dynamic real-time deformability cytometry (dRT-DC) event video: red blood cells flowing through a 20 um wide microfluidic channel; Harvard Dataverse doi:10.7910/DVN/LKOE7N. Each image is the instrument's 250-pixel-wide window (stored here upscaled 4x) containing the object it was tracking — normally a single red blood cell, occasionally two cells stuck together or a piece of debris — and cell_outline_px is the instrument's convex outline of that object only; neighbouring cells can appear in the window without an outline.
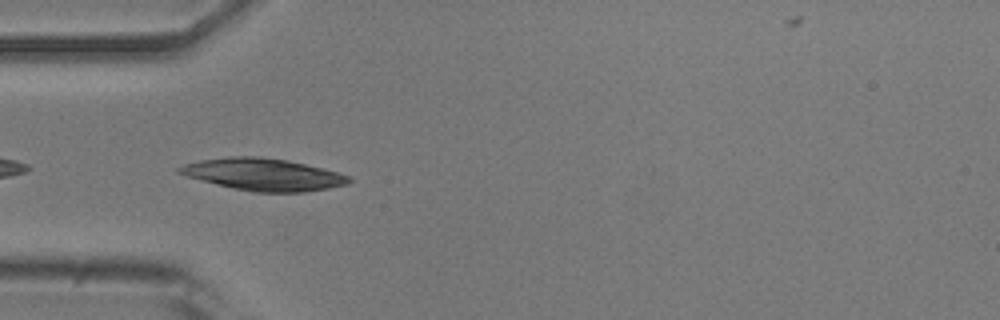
{"species": "common noctule bat (a hibernating species)", "species_latin": "Nyctalus noctula", "temperature_condition": "room temperature", "stored_images_in_passage": 50, "camera_frame_rate_fps": 3000, "um_per_image_px": 0.085, "animal": {"sex": "male", "body_mass_g": 20.5, "forearm_length_mm": 52.5}, "frame": {"image": 1, "passage_image": 15, "time_ms": 4.667, "image_size_px": [1000, 320], "cell_outline_px": [[352, 180], [348, 184], [328, 188], [304, 192], [252, 192], [232, 188], [200, 180], [176, 172], [176, 168], [184, 164], [200, 160], [232, 156], [260, 156], [288, 160], [324, 168], [348, 176]], "centroid_in_image_um": [22.37, 14.82], "position_along_channel_um": 62.6, "area_um2": 31.73}}
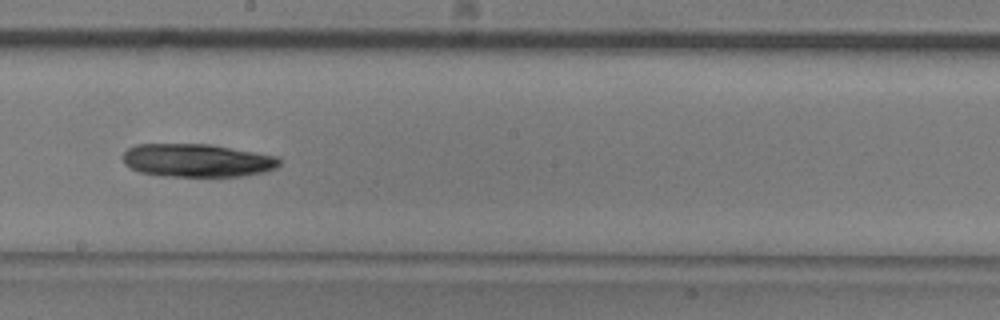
{"frame": {"image": 2, "passage_image": 28, "time_ms": 9.0, "image_size_px": [1000, 320], "cell_outline_px": [[280, 164], [276, 168], [264, 172], [240, 176], [164, 176], [140, 172], [128, 168], [124, 164], [124, 152], [128, 148], [136, 144], [208, 144], [280, 156]], "centroid_in_image_um": [16.76, 13.63], "position_along_channel_um": 231.4, "area_um2": 30.35}}
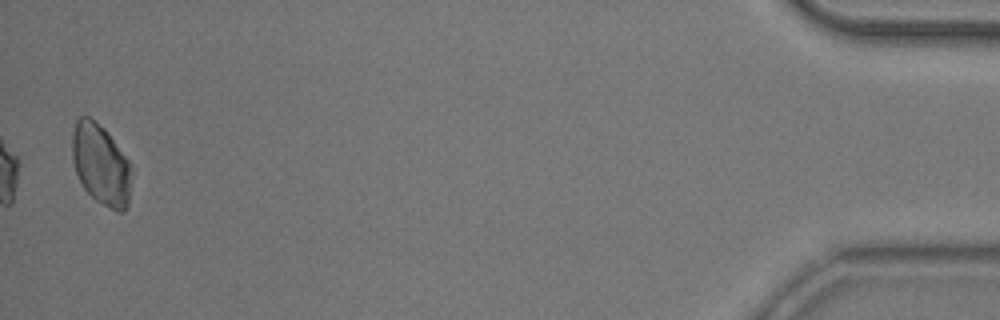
{"frame": {"image": 3, "passage_image": 50, "time_ms": 16.333, "image_size_px": [1000, 320], "cell_outline_px": [[132, 168], [128, 204], [124, 212], [116, 212], [96, 200], [84, 188], [76, 172], [72, 160], [72, 136], [76, 120], [80, 116], [88, 116], [104, 128], [132, 164]], "centroid_in_image_um": [8.59, 13.99], "position_along_channel_um": 426.6, "area_um2": 27.98}}